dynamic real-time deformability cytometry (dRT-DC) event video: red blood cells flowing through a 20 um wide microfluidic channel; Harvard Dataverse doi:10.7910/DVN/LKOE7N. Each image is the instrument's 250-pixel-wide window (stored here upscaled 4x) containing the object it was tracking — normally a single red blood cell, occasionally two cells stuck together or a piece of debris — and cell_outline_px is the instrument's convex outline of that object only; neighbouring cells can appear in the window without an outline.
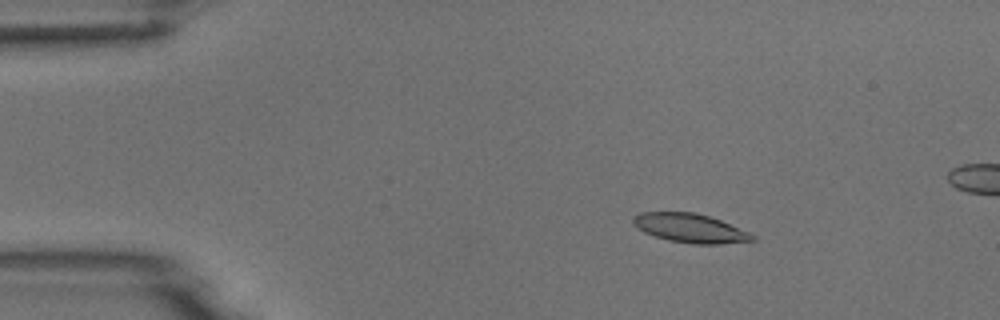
{"species": "common noctule bat (a hibernating species)", "species_latin": "Nyctalus noctula", "temperature_condition": "room temperature", "stored_images_in_passage": 4, "camera_frame_rate_fps": 3000, "um_per_image_px": 0.085, "animal": {"sex": "male", "body_mass_g": 18.8}, "frame": {"image": 1, "passage_image": 2, "time_ms": 2.0, "image_size_px": [1000, 320], "cell_outline_px": [[756, 240], [720, 244], [692, 244], [668, 240], [644, 232], [636, 228], [632, 224], [632, 216], [640, 212], [696, 212], [720, 220], [748, 232], [756, 236]], "centroid_in_image_um": [58.62, 19.39], "position_along_channel_um": 26.4, "area_um2": 20.17}}